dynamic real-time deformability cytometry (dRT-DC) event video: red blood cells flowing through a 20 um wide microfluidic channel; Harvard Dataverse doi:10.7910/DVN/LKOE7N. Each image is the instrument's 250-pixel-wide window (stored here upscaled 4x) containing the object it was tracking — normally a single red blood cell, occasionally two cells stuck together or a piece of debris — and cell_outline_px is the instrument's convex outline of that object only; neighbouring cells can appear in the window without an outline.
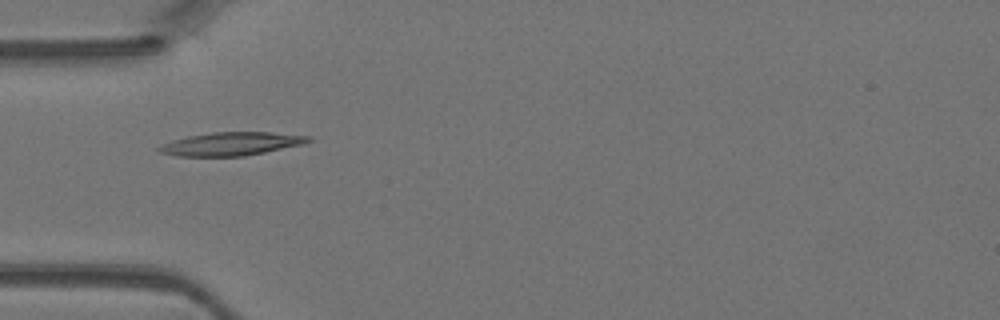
{"species": "Egyptian fruit bat (a non-hibernating species)", "species_latin": "Rousettus aegyptiacus", "temperature_condition": "warm", "stored_images_in_passage": 32, "camera_frame_rate_fps": 3000, "um_per_image_px": 0.085, "animal": {"sex": "female"}, "frame": {"image": 1, "passage_image": 1, "time_ms": 0.0, "image_size_px": [1000, 320], "cell_outline_px": [[312, 140], [304, 144], [244, 156], [176, 156], [160, 152], [156, 148], [172, 140], [188, 136], [212, 132], [268, 132], [312, 136]], "centroid_in_image_um": [19.67, 12.22], "position_along_channel_um": 65.3, "area_um2": 20.17}}
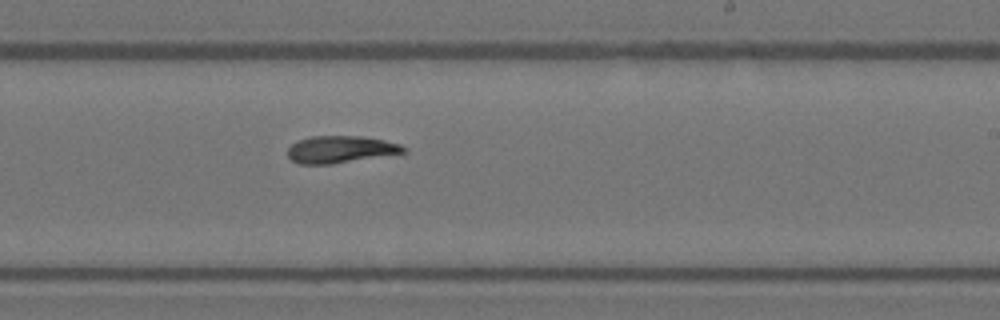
{"frame": {"image": 2, "passage_image": 14, "time_ms": 4.333, "image_size_px": [1000, 320], "cell_outline_px": [[408, 152], [332, 164], [300, 164], [292, 160], [288, 156], [288, 148], [292, 144], [300, 140], [312, 136], [360, 136], [384, 140], [400, 144], [408, 148]], "centroid_in_image_um": [28.98, 12.7], "position_along_channel_um": 260.0, "area_um2": 18.26}}
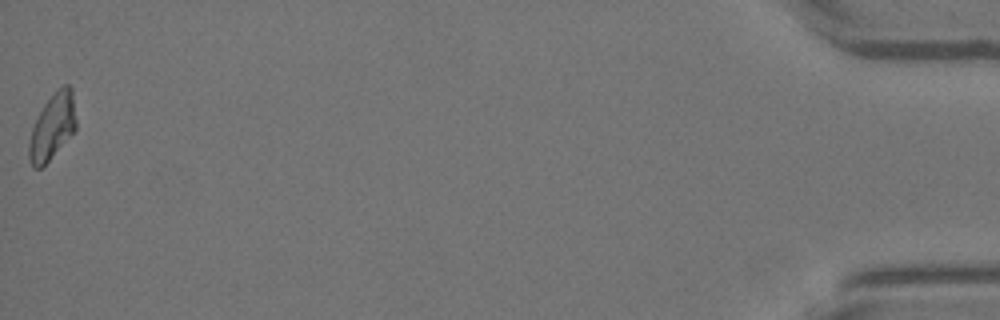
{"frame": {"image": 3, "passage_image": 32, "time_ms": 10.333, "image_size_px": [1000, 320], "cell_outline_px": [[76, 128], [48, 160], [40, 168], [32, 168], [28, 160], [28, 144], [32, 128], [44, 104], [64, 84], [68, 84], [72, 88], [76, 120]], "centroid_in_image_um": [4.43, 10.78], "position_along_channel_um": 430.8, "area_um2": 17.57}}